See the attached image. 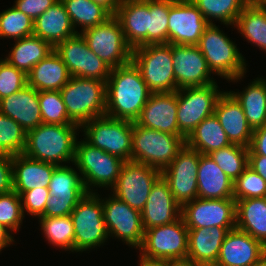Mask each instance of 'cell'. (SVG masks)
Masks as SVG:
<instances>
[{
  "label": "cell",
  "instance_id": "1",
  "mask_svg": "<svg viewBox=\"0 0 266 266\" xmlns=\"http://www.w3.org/2000/svg\"><path fill=\"white\" fill-rule=\"evenodd\" d=\"M151 94L132 61L112 68L106 81L105 115L135 122Z\"/></svg>",
  "mask_w": 266,
  "mask_h": 266
},
{
  "label": "cell",
  "instance_id": "2",
  "mask_svg": "<svg viewBox=\"0 0 266 266\" xmlns=\"http://www.w3.org/2000/svg\"><path fill=\"white\" fill-rule=\"evenodd\" d=\"M79 125L40 124L27 132L23 154L34 160L64 165L74 162ZM77 130V131H76Z\"/></svg>",
  "mask_w": 266,
  "mask_h": 266
},
{
  "label": "cell",
  "instance_id": "3",
  "mask_svg": "<svg viewBox=\"0 0 266 266\" xmlns=\"http://www.w3.org/2000/svg\"><path fill=\"white\" fill-rule=\"evenodd\" d=\"M212 74L237 82L245 77L246 61L236 44L216 24H209L197 44Z\"/></svg>",
  "mask_w": 266,
  "mask_h": 266
},
{
  "label": "cell",
  "instance_id": "4",
  "mask_svg": "<svg viewBox=\"0 0 266 266\" xmlns=\"http://www.w3.org/2000/svg\"><path fill=\"white\" fill-rule=\"evenodd\" d=\"M60 93L68 117L80 127L94 118L105 116L106 82L71 76Z\"/></svg>",
  "mask_w": 266,
  "mask_h": 266
},
{
  "label": "cell",
  "instance_id": "5",
  "mask_svg": "<svg viewBox=\"0 0 266 266\" xmlns=\"http://www.w3.org/2000/svg\"><path fill=\"white\" fill-rule=\"evenodd\" d=\"M125 162L118 156L92 146L85 139L76 141L73 164L79 170L88 193H94L92 187L112 189Z\"/></svg>",
  "mask_w": 266,
  "mask_h": 266
},
{
  "label": "cell",
  "instance_id": "6",
  "mask_svg": "<svg viewBox=\"0 0 266 266\" xmlns=\"http://www.w3.org/2000/svg\"><path fill=\"white\" fill-rule=\"evenodd\" d=\"M185 143V136L160 132L134 122L132 161L162 171L171 164Z\"/></svg>",
  "mask_w": 266,
  "mask_h": 266
},
{
  "label": "cell",
  "instance_id": "7",
  "mask_svg": "<svg viewBox=\"0 0 266 266\" xmlns=\"http://www.w3.org/2000/svg\"><path fill=\"white\" fill-rule=\"evenodd\" d=\"M131 61L152 93L176 92L172 44H149L132 50Z\"/></svg>",
  "mask_w": 266,
  "mask_h": 266
},
{
  "label": "cell",
  "instance_id": "8",
  "mask_svg": "<svg viewBox=\"0 0 266 266\" xmlns=\"http://www.w3.org/2000/svg\"><path fill=\"white\" fill-rule=\"evenodd\" d=\"M97 193H87L70 214L75 233V252L88 251V249L90 251L108 240L102 200Z\"/></svg>",
  "mask_w": 266,
  "mask_h": 266
},
{
  "label": "cell",
  "instance_id": "9",
  "mask_svg": "<svg viewBox=\"0 0 266 266\" xmlns=\"http://www.w3.org/2000/svg\"><path fill=\"white\" fill-rule=\"evenodd\" d=\"M133 126L132 121L105 115L85 122L80 128L84 129V139L92 146L124 161H132Z\"/></svg>",
  "mask_w": 266,
  "mask_h": 266
},
{
  "label": "cell",
  "instance_id": "10",
  "mask_svg": "<svg viewBox=\"0 0 266 266\" xmlns=\"http://www.w3.org/2000/svg\"><path fill=\"white\" fill-rule=\"evenodd\" d=\"M88 48L111 68L131 61L132 48L127 44L119 20L113 15L106 22L80 33Z\"/></svg>",
  "mask_w": 266,
  "mask_h": 266
},
{
  "label": "cell",
  "instance_id": "11",
  "mask_svg": "<svg viewBox=\"0 0 266 266\" xmlns=\"http://www.w3.org/2000/svg\"><path fill=\"white\" fill-rule=\"evenodd\" d=\"M216 82L202 87H187L177 90V122L179 131L187 138L206 118L214 114L219 96Z\"/></svg>",
  "mask_w": 266,
  "mask_h": 266
},
{
  "label": "cell",
  "instance_id": "12",
  "mask_svg": "<svg viewBox=\"0 0 266 266\" xmlns=\"http://www.w3.org/2000/svg\"><path fill=\"white\" fill-rule=\"evenodd\" d=\"M79 174L71 166H56L48 185L50 196L44 213L39 218L71 214L78 202L88 193Z\"/></svg>",
  "mask_w": 266,
  "mask_h": 266
},
{
  "label": "cell",
  "instance_id": "13",
  "mask_svg": "<svg viewBox=\"0 0 266 266\" xmlns=\"http://www.w3.org/2000/svg\"><path fill=\"white\" fill-rule=\"evenodd\" d=\"M188 228L182 217L173 223L145 230L140 254L149 258L177 259L188 256Z\"/></svg>",
  "mask_w": 266,
  "mask_h": 266
},
{
  "label": "cell",
  "instance_id": "14",
  "mask_svg": "<svg viewBox=\"0 0 266 266\" xmlns=\"http://www.w3.org/2000/svg\"><path fill=\"white\" fill-rule=\"evenodd\" d=\"M72 77L98 79L106 82L111 67L95 55L80 33L54 47Z\"/></svg>",
  "mask_w": 266,
  "mask_h": 266
},
{
  "label": "cell",
  "instance_id": "15",
  "mask_svg": "<svg viewBox=\"0 0 266 266\" xmlns=\"http://www.w3.org/2000/svg\"><path fill=\"white\" fill-rule=\"evenodd\" d=\"M200 155L185 143L171 164L161 171L175 201L181 207L198 198L197 172Z\"/></svg>",
  "mask_w": 266,
  "mask_h": 266
},
{
  "label": "cell",
  "instance_id": "16",
  "mask_svg": "<svg viewBox=\"0 0 266 266\" xmlns=\"http://www.w3.org/2000/svg\"><path fill=\"white\" fill-rule=\"evenodd\" d=\"M160 176L161 171L157 168L126 161L111 191L116 198L141 212L154 182Z\"/></svg>",
  "mask_w": 266,
  "mask_h": 266
},
{
  "label": "cell",
  "instance_id": "17",
  "mask_svg": "<svg viewBox=\"0 0 266 266\" xmlns=\"http://www.w3.org/2000/svg\"><path fill=\"white\" fill-rule=\"evenodd\" d=\"M181 217L188 229L236 228V201L198 197L181 207Z\"/></svg>",
  "mask_w": 266,
  "mask_h": 266
},
{
  "label": "cell",
  "instance_id": "18",
  "mask_svg": "<svg viewBox=\"0 0 266 266\" xmlns=\"http://www.w3.org/2000/svg\"><path fill=\"white\" fill-rule=\"evenodd\" d=\"M111 195L105 199L101 197L108 234L138 249L143 242L145 232L141 212Z\"/></svg>",
  "mask_w": 266,
  "mask_h": 266
},
{
  "label": "cell",
  "instance_id": "19",
  "mask_svg": "<svg viewBox=\"0 0 266 266\" xmlns=\"http://www.w3.org/2000/svg\"><path fill=\"white\" fill-rule=\"evenodd\" d=\"M168 43L197 45L209 25L191 0H170Z\"/></svg>",
  "mask_w": 266,
  "mask_h": 266
},
{
  "label": "cell",
  "instance_id": "20",
  "mask_svg": "<svg viewBox=\"0 0 266 266\" xmlns=\"http://www.w3.org/2000/svg\"><path fill=\"white\" fill-rule=\"evenodd\" d=\"M172 60L178 89L202 87L216 82L211 78L212 72L197 45L172 44Z\"/></svg>",
  "mask_w": 266,
  "mask_h": 266
},
{
  "label": "cell",
  "instance_id": "21",
  "mask_svg": "<svg viewBox=\"0 0 266 266\" xmlns=\"http://www.w3.org/2000/svg\"><path fill=\"white\" fill-rule=\"evenodd\" d=\"M177 111V91L152 93L135 122L142 127L184 136L179 131Z\"/></svg>",
  "mask_w": 266,
  "mask_h": 266
},
{
  "label": "cell",
  "instance_id": "22",
  "mask_svg": "<svg viewBox=\"0 0 266 266\" xmlns=\"http://www.w3.org/2000/svg\"><path fill=\"white\" fill-rule=\"evenodd\" d=\"M265 254L261 241L234 228L227 233L215 266H253Z\"/></svg>",
  "mask_w": 266,
  "mask_h": 266
},
{
  "label": "cell",
  "instance_id": "23",
  "mask_svg": "<svg viewBox=\"0 0 266 266\" xmlns=\"http://www.w3.org/2000/svg\"><path fill=\"white\" fill-rule=\"evenodd\" d=\"M141 217L144 230L173 223L181 217V206L162 175L154 182Z\"/></svg>",
  "mask_w": 266,
  "mask_h": 266
},
{
  "label": "cell",
  "instance_id": "24",
  "mask_svg": "<svg viewBox=\"0 0 266 266\" xmlns=\"http://www.w3.org/2000/svg\"><path fill=\"white\" fill-rule=\"evenodd\" d=\"M214 114L231 144L249 147L253 130L248 125L240 103L229 91L219 96Z\"/></svg>",
  "mask_w": 266,
  "mask_h": 266
},
{
  "label": "cell",
  "instance_id": "25",
  "mask_svg": "<svg viewBox=\"0 0 266 266\" xmlns=\"http://www.w3.org/2000/svg\"><path fill=\"white\" fill-rule=\"evenodd\" d=\"M0 112L12 118L26 132L42 124L39 92L26 85L23 89L0 100Z\"/></svg>",
  "mask_w": 266,
  "mask_h": 266
},
{
  "label": "cell",
  "instance_id": "26",
  "mask_svg": "<svg viewBox=\"0 0 266 266\" xmlns=\"http://www.w3.org/2000/svg\"><path fill=\"white\" fill-rule=\"evenodd\" d=\"M57 165L18 154L12 156L13 190L20 196L24 191L48 188Z\"/></svg>",
  "mask_w": 266,
  "mask_h": 266
},
{
  "label": "cell",
  "instance_id": "27",
  "mask_svg": "<svg viewBox=\"0 0 266 266\" xmlns=\"http://www.w3.org/2000/svg\"><path fill=\"white\" fill-rule=\"evenodd\" d=\"M114 16L132 49L148 45V0H122Z\"/></svg>",
  "mask_w": 266,
  "mask_h": 266
},
{
  "label": "cell",
  "instance_id": "28",
  "mask_svg": "<svg viewBox=\"0 0 266 266\" xmlns=\"http://www.w3.org/2000/svg\"><path fill=\"white\" fill-rule=\"evenodd\" d=\"M234 228L206 227L188 229V256L199 266H215L222 243Z\"/></svg>",
  "mask_w": 266,
  "mask_h": 266
},
{
  "label": "cell",
  "instance_id": "29",
  "mask_svg": "<svg viewBox=\"0 0 266 266\" xmlns=\"http://www.w3.org/2000/svg\"><path fill=\"white\" fill-rule=\"evenodd\" d=\"M79 33L74 29L64 4L59 0L34 21L33 34L53 48Z\"/></svg>",
  "mask_w": 266,
  "mask_h": 266
},
{
  "label": "cell",
  "instance_id": "30",
  "mask_svg": "<svg viewBox=\"0 0 266 266\" xmlns=\"http://www.w3.org/2000/svg\"><path fill=\"white\" fill-rule=\"evenodd\" d=\"M197 173L199 198L233 199L234 182L209 155H200Z\"/></svg>",
  "mask_w": 266,
  "mask_h": 266
},
{
  "label": "cell",
  "instance_id": "31",
  "mask_svg": "<svg viewBox=\"0 0 266 266\" xmlns=\"http://www.w3.org/2000/svg\"><path fill=\"white\" fill-rule=\"evenodd\" d=\"M71 75L60 56L52 50L27 74V85L39 91H60Z\"/></svg>",
  "mask_w": 266,
  "mask_h": 266
},
{
  "label": "cell",
  "instance_id": "32",
  "mask_svg": "<svg viewBox=\"0 0 266 266\" xmlns=\"http://www.w3.org/2000/svg\"><path fill=\"white\" fill-rule=\"evenodd\" d=\"M236 228L266 246V197L236 201Z\"/></svg>",
  "mask_w": 266,
  "mask_h": 266
},
{
  "label": "cell",
  "instance_id": "33",
  "mask_svg": "<svg viewBox=\"0 0 266 266\" xmlns=\"http://www.w3.org/2000/svg\"><path fill=\"white\" fill-rule=\"evenodd\" d=\"M240 103L252 130L266 124V79H254L242 92L229 91Z\"/></svg>",
  "mask_w": 266,
  "mask_h": 266
},
{
  "label": "cell",
  "instance_id": "34",
  "mask_svg": "<svg viewBox=\"0 0 266 266\" xmlns=\"http://www.w3.org/2000/svg\"><path fill=\"white\" fill-rule=\"evenodd\" d=\"M14 46L5 60L12 66L23 71L26 75L32 67L44 59L54 48L46 41L30 35L16 39Z\"/></svg>",
  "mask_w": 266,
  "mask_h": 266
},
{
  "label": "cell",
  "instance_id": "35",
  "mask_svg": "<svg viewBox=\"0 0 266 266\" xmlns=\"http://www.w3.org/2000/svg\"><path fill=\"white\" fill-rule=\"evenodd\" d=\"M186 144L200 154L208 155L231 144L219 120L212 114L206 117L186 138Z\"/></svg>",
  "mask_w": 266,
  "mask_h": 266
},
{
  "label": "cell",
  "instance_id": "36",
  "mask_svg": "<svg viewBox=\"0 0 266 266\" xmlns=\"http://www.w3.org/2000/svg\"><path fill=\"white\" fill-rule=\"evenodd\" d=\"M238 32L266 52V6L253 0L242 10L236 24Z\"/></svg>",
  "mask_w": 266,
  "mask_h": 266
},
{
  "label": "cell",
  "instance_id": "37",
  "mask_svg": "<svg viewBox=\"0 0 266 266\" xmlns=\"http://www.w3.org/2000/svg\"><path fill=\"white\" fill-rule=\"evenodd\" d=\"M61 2L69 14L74 29L77 25L82 27L80 32L100 25L113 16L106 8L93 0H61Z\"/></svg>",
  "mask_w": 266,
  "mask_h": 266
},
{
  "label": "cell",
  "instance_id": "38",
  "mask_svg": "<svg viewBox=\"0 0 266 266\" xmlns=\"http://www.w3.org/2000/svg\"><path fill=\"white\" fill-rule=\"evenodd\" d=\"M202 12L209 24L213 19L221 21L224 25H235L242 10L252 0H191ZM212 18V19H211Z\"/></svg>",
  "mask_w": 266,
  "mask_h": 266
},
{
  "label": "cell",
  "instance_id": "39",
  "mask_svg": "<svg viewBox=\"0 0 266 266\" xmlns=\"http://www.w3.org/2000/svg\"><path fill=\"white\" fill-rule=\"evenodd\" d=\"M39 222L50 244L74 252L75 233L71 215L39 218Z\"/></svg>",
  "mask_w": 266,
  "mask_h": 266
},
{
  "label": "cell",
  "instance_id": "40",
  "mask_svg": "<svg viewBox=\"0 0 266 266\" xmlns=\"http://www.w3.org/2000/svg\"><path fill=\"white\" fill-rule=\"evenodd\" d=\"M249 148L230 144L208 154L234 182L248 167Z\"/></svg>",
  "mask_w": 266,
  "mask_h": 266
},
{
  "label": "cell",
  "instance_id": "41",
  "mask_svg": "<svg viewBox=\"0 0 266 266\" xmlns=\"http://www.w3.org/2000/svg\"><path fill=\"white\" fill-rule=\"evenodd\" d=\"M170 0H148V45L168 43Z\"/></svg>",
  "mask_w": 266,
  "mask_h": 266
},
{
  "label": "cell",
  "instance_id": "42",
  "mask_svg": "<svg viewBox=\"0 0 266 266\" xmlns=\"http://www.w3.org/2000/svg\"><path fill=\"white\" fill-rule=\"evenodd\" d=\"M34 21L14 6L0 13V37L21 39L33 35Z\"/></svg>",
  "mask_w": 266,
  "mask_h": 266
},
{
  "label": "cell",
  "instance_id": "43",
  "mask_svg": "<svg viewBox=\"0 0 266 266\" xmlns=\"http://www.w3.org/2000/svg\"><path fill=\"white\" fill-rule=\"evenodd\" d=\"M27 132L12 118L0 112V153L23 154Z\"/></svg>",
  "mask_w": 266,
  "mask_h": 266
},
{
  "label": "cell",
  "instance_id": "44",
  "mask_svg": "<svg viewBox=\"0 0 266 266\" xmlns=\"http://www.w3.org/2000/svg\"><path fill=\"white\" fill-rule=\"evenodd\" d=\"M42 123L77 125L69 117L60 91H39Z\"/></svg>",
  "mask_w": 266,
  "mask_h": 266
},
{
  "label": "cell",
  "instance_id": "45",
  "mask_svg": "<svg viewBox=\"0 0 266 266\" xmlns=\"http://www.w3.org/2000/svg\"><path fill=\"white\" fill-rule=\"evenodd\" d=\"M263 197H266V181L248 166L234 181L233 199L237 201Z\"/></svg>",
  "mask_w": 266,
  "mask_h": 266
},
{
  "label": "cell",
  "instance_id": "46",
  "mask_svg": "<svg viewBox=\"0 0 266 266\" xmlns=\"http://www.w3.org/2000/svg\"><path fill=\"white\" fill-rule=\"evenodd\" d=\"M24 214L20 196L13 190L0 195V223L11 232L21 228Z\"/></svg>",
  "mask_w": 266,
  "mask_h": 266
},
{
  "label": "cell",
  "instance_id": "47",
  "mask_svg": "<svg viewBox=\"0 0 266 266\" xmlns=\"http://www.w3.org/2000/svg\"><path fill=\"white\" fill-rule=\"evenodd\" d=\"M27 85V75L0 59V100L20 91Z\"/></svg>",
  "mask_w": 266,
  "mask_h": 266
},
{
  "label": "cell",
  "instance_id": "48",
  "mask_svg": "<svg viewBox=\"0 0 266 266\" xmlns=\"http://www.w3.org/2000/svg\"><path fill=\"white\" fill-rule=\"evenodd\" d=\"M49 196V189L44 187L24 191L20 195L24 217V212H27L39 218L44 213Z\"/></svg>",
  "mask_w": 266,
  "mask_h": 266
},
{
  "label": "cell",
  "instance_id": "49",
  "mask_svg": "<svg viewBox=\"0 0 266 266\" xmlns=\"http://www.w3.org/2000/svg\"><path fill=\"white\" fill-rule=\"evenodd\" d=\"M58 1L59 0H16L13 6L35 21L49 7L53 6Z\"/></svg>",
  "mask_w": 266,
  "mask_h": 266
},
{
  "label": "cell",
  "instance_id": "50",
  "mask_svg": "<svg viewBox=\"0 0 266 266\" xmlns=\"http://www.w3.org/2000/svg\"><path fill=\"white\" fill-rule=\"evenodd\" d=\"M13 191L12 156L0 153V195Z\"/></svg>",
  "mask_w": 266,
  "mask_h": 266
},
{
  "label": "cell",
  "instance_id": "51",
  "mask_svg": "<svg viewBox=\"0 0 266 266\" xmlns=\"http://www.w3.org/2000/svg\"><path fill=\"white\" fill-rule=\"evenodd\" d=\"M248 155L266 156V124L253 130Z\"/></svg>",
  "mask_w": 266,
  "mask_h": 266
},
{
  "label": "cell",
  "instance_id": "52",
  "mask_svg": "<svg viewBox=\"0 0 266 266\" xmlns=\"http://www.w3.org/2000/svg\"><path fill=\"white\" fill-rule=\"evenodd\" d=\"M248 166L266 181V156L248 155Z\"/></svg>",
  "mask_w": 266,
  "mask_h": 266
},
{
  "label": "cell",
  "instance_id": "53",
  "mask_svg": "<svg viewBox=\"0 0 266 266\" xmlns=\"http://www.w3.org/2000/svg\"><path fill=\"white\" fill-rule=\"evenodd\" d=\"M9 232L10 230L0 223V252L14 242V237Z\"/></svg>",
  "mask_w": 266,
  "mask_h": 266
},
{
  "label": "cell",
  "instance_id": "54",
  "mask_svg": "<svg viewBox=\"0 0 266 266\" xmlns=\"http://www.w3.org/2000/svg\"><path fill=\"white\" fill-rule=\"evenodd\" d=\"M139 266H168L167 259L149 258L140 254Z\"/></svg>",
  "mask_w": 266,
  "mask_h": 266
},
{
  "label": "cell",
  "instance_id": "55",
  "mask_svg": "<svg viewBox=\"0 0 266 266\" xmlns=\"http://www.w3.org/2000/svg\"><path fill=\"white\" fill-rule=\"evenodd\" d=\"M95 3L102 5L112 15H115L122 0H93Z\"/></svg>",
  "mask_w": 266,
  "mask_h": 266
},
{
  "label": "cell",
  "instance_id": "56",
  "mask_svg": "<svg viewBox=\"0 0 266 266\" xmlns=\"http://www.w3.org/2000/svg\"><path fill=\"white\" fill-rule=\"evenodd\" d=\"M168 266H199V265L189 257H186V258L168 259Z\"/></svg>",
  "mask_w": 266,
  "mask_h": 266
},
{
  "label": "cell",
  "instance_id": "57",
  "mask_svg": "<svg viewBox=\"0 0 266 266\" xmlns=\"http://www.w3.org/2000/svg\"><path fill=\"white\" fill-rule=\"evenodd\" d=\"M253 266H266V254L263 255Z\"/></svg>",
  "mask_w": 266,
  "mask_h": 266
},
{
  "label": "cell",
  "instance_id": "58",
  "mask_svg": "<svg viewBox=\"0 0 266 266\" xmlns=\"http://www.w3.org/2000/svg\"><path fill=\"white\" fill-rule=\"evenodd\" d=\"M254 2L266 6V0H253Z\"/></svg>",
  "mask_w": 266,
  "mask_h": 266
}]
</instances>
